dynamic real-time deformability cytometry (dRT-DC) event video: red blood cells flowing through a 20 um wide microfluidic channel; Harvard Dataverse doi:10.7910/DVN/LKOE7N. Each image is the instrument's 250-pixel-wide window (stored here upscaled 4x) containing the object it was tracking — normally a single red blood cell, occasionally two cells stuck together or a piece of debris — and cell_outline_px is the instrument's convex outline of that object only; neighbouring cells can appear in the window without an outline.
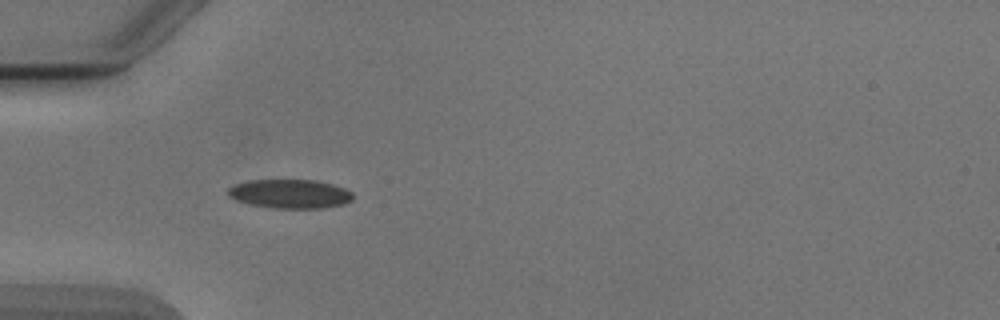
{"species": "Egyptian fruit bat (a non-hibernating species)", "species_latin": "Rousettus aegyptiacus", "temperature_condition": "cold", "stored_images_in_passage": 7, "camera_frame_rate_fps": 3000, "um_per_image_px": 0.085, "animal": {"sex": "male"}, "frame": {"image": 1, "passage_image": 4, "time_ms": 4.333, "image_size_px": [1000, 320], "cell_outline_px": [[352, 200], [344, 204], [324, 208], [272, 208], [248, 204], [236, 200], [228, 196], [228, 188], [236, 184], [248, 180], [316, 180], [332, 184], [344, 188], [352, 192]], "centroid_in_image_um": [24.64, 16.48], "position_along_channel_um": 60.4, "area_um2": 21.15}}
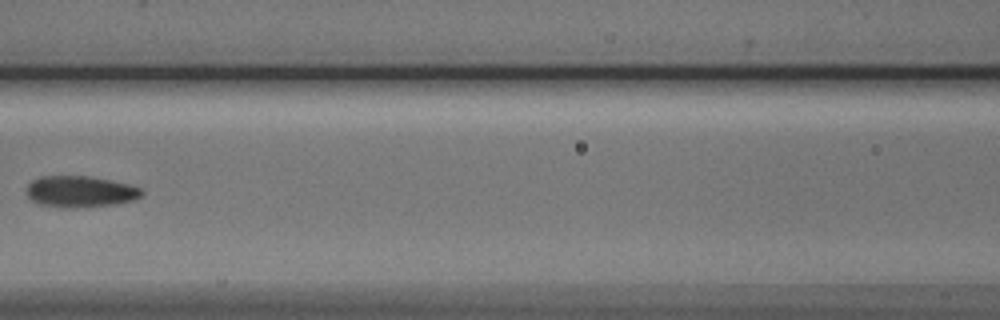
{"frame": {"image": 2, "passage_image": 6, "time_ms": 7.0, "image_size_px": [1000, 320], "cell_outline_px": [[144, 192], [136, 200], [116, 204], [76, 208], [64, 208], [40, 204], [32, 200], [28, 196], [28, 184], [32, 180], [40, 176], [88, 176], [128, 184], [140, 188]], "centroid_in_image_um": [6.83, 16.29], "position_along_channel_um": 159.8, "area_um2": 20.98}}
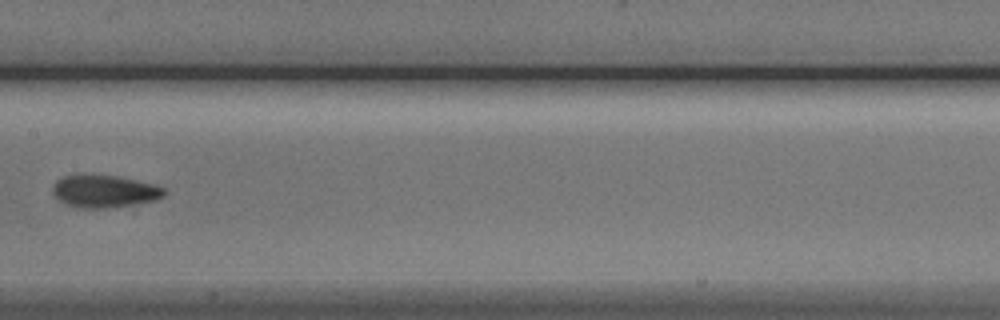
{"frame": {"image": 3, "passage_image": 7, "time_ms": 8.0, "image_size_px": [1000, 320], "cell_outline_px": [[164, 196], [156, 200], [104, 208], [72, 208], [64, 204], [52, 192], [52, 184], [56, 180], [64, 176], [76, 172], [84, 172], [116, 176], [156, 184], [164, 188]], "centroid_in_image_um": [8.78, 16.22], "position_along_channel_um": 198.6, "area_um2": 21.68}}